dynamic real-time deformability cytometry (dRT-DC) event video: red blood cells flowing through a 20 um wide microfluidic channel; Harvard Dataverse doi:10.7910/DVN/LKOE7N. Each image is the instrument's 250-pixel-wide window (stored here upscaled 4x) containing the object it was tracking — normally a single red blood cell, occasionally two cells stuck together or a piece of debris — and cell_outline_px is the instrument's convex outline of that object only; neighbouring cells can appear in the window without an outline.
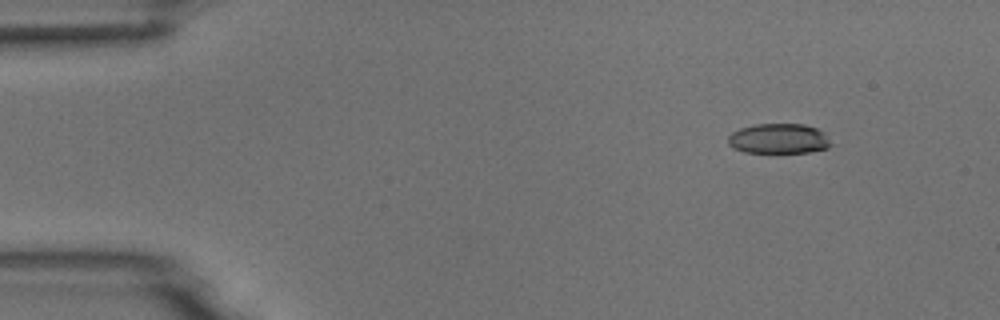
{"species": "common noctule bat (a hibernating species)", "species_latin": "Nyctalus noctula", "temperature_condition": "room temperature", "stored_images_in_passage": 4, "camera_frame_rate_fps": 3000, "um_per_image_px": 0.085, "animal": {"sex": "male", "body_mass_g": 18.8}, "frame": {"image": 1, "passage_image": 1, "time_ms": 0.0, "image_size_px": [1000, 320], "cell_outline_px": [[832, 144], [828, 148], [808, 152], [744, 152], [732, 148], [728, 144], [728, 136], [732, 132], [740, 128], [756, 124], [804, 124], [816, 128], [824, 132]], "centroid_in_image_um": [66.18, 11.78], "position_along_channel_um": 18.8, "area_um2": 18.03}}
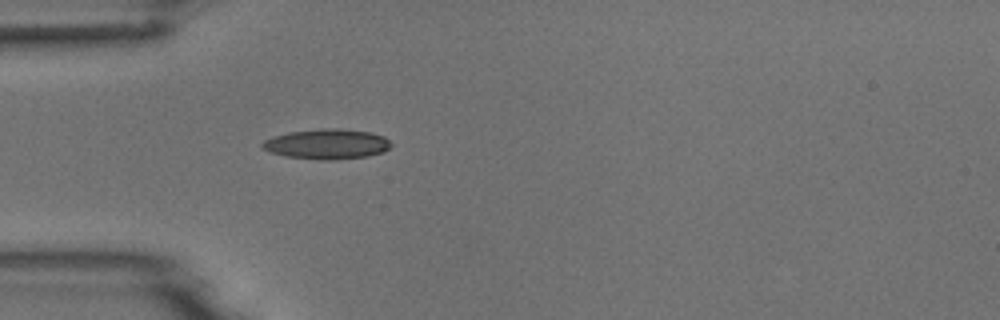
{"frame": {"image": 2, "passage_image": 4, "time_ms": 3.333, "image_size_px": [1000, 320], "cell_outline_px": [[392, 144], [384, 152], [368, 156], [336, 160], [320, 160], [288, 156], [272, 152], [264, 148], [260, 144], [264, 140], [272, 136], [288, 132], [320, 128], [340, 128], [372, 132], [384, 136]], "centroid_in_image_um": [27.82, 12.23], "position_along_channel_um": 57.2, "area_um2": 22.72}}